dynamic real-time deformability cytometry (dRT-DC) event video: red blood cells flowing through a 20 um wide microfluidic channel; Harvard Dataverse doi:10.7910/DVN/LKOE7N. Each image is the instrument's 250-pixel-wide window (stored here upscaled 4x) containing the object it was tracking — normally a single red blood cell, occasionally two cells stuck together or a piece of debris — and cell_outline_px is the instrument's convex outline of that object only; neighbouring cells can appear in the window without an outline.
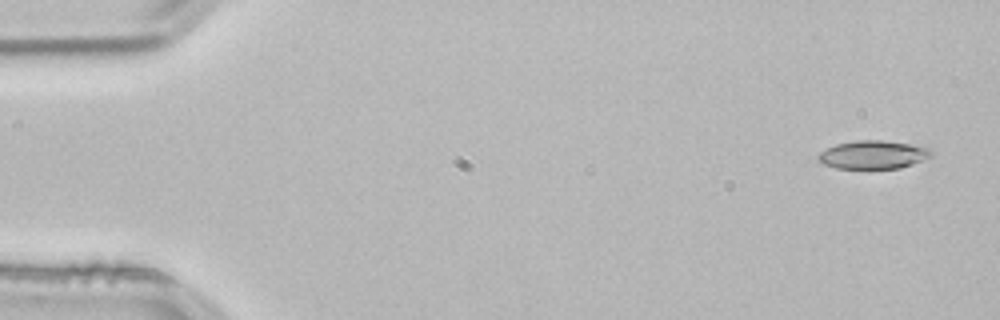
{"species": "common noctule bat (a hibernating species)", "species_latin": "Nyctalus noctula", "temperature_condition": "room temperature", "stored_images_in_passage": 51, "camera_frame_rate_fps": 3000, "um_per_image_px": 0.085, "animal": {"sex": "male", "body_mass_g": 21.5, "forearm_length_mm": 52.0}, "frame": {"image": 1, "passage_image": 1, "time_ms": 0.0, "image_size_px": [1000, 320], "cell_outline_px": [[932, 156], [912, 164], [900, 168], [836, 168], [824, 164], [816, 160], [816, 156], [820, 152], [836, 144], [856, 140], [880, 140], [908, 144], [928, 148], [932, 152]], "centroid_in_image_um": [74.17, 13.15], "position_along_channel_um": 10.8, "area_um2": 18.44}}
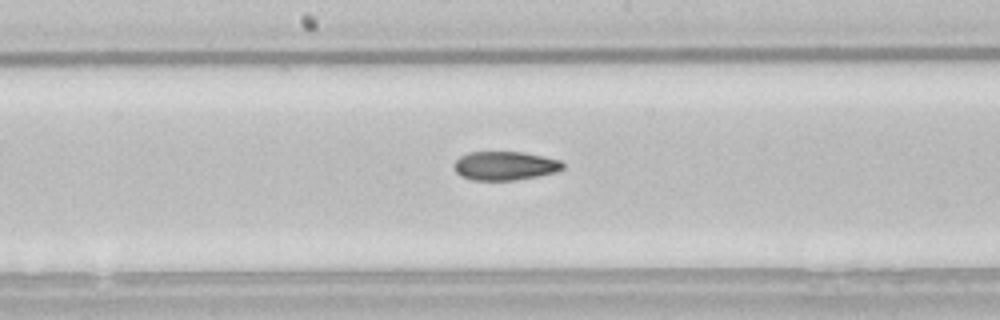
{"frame": {"image": 2, "passage_image": 26, "time_ms": 8.333, "image_size_px": [1000, 320], "cell_outline_px": [[564, 168], [556, 172], [516, 180], [472, 180], [460, 176], [456, 172], [452, 164], [460, 156], [468, 152], [524, 152], [544, 156], [560, 160], [564, 164]], "centroid_in_image_um": [42.9, 14.09], "position_along_channel_um": 205.3, "area_um2": 18.38}}
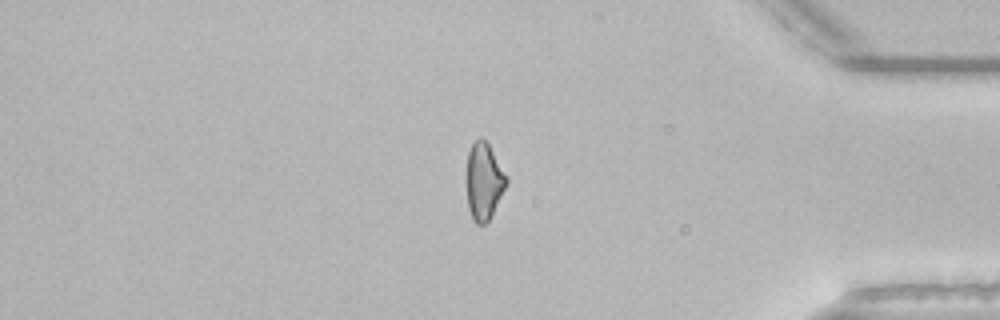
{"frame": {"image": 3, "passage_image": 43, "time_ms": 14.0, "image_size_px": [1000, 320], "cell_outline_px": [[508, 184], [488, 220], [484, 224], [476, 224], [472, 220], [468, 208], [464, 180], [464, 176], [468, 152], [472, 144], [480, 136], [488, 144], [508, 176]], "centroid_in_image_um": [41.09, 15.41], "position_along_channel_um": 394.1, "area_um2": 18.44}, "authors_computed_cell_mechanics": {"area_um2": 18.8428, "velocity_mm_per_s": 3.8612, "shape_relaxation_time_tau1_ms": null, "shape_relaxation_time_tau2_ms": 3.9756, "deformation_change_tau1": null, "deformation_change_tau2": 0.1111}}